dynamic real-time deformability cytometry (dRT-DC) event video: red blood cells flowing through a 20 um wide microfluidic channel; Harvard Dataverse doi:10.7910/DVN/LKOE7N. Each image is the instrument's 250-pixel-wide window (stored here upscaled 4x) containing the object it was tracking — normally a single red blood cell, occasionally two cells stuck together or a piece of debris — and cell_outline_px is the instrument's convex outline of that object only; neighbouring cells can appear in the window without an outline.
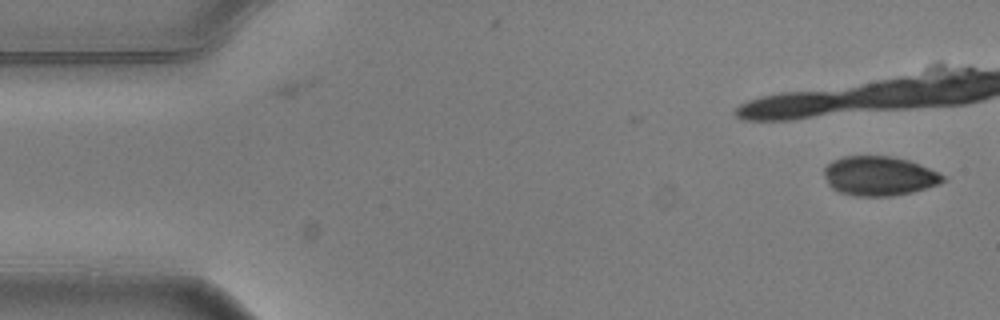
{"species": "common noctule bat (a hibernating species)", "species_latin": "Nyctalus noctula", "temperature_condition": "warm", "stored_images_in_passage": 2, "camera_frame_rate_fps": 3000, "um_per_image_px": 0.085, "animal": {"sex": "male", "body_mass_g": 20.5, "forearm_length_mm": 52.5}, "frame": {"image": 1, "passage_image": 2, "time_ms": 0.333, "image_size_px": [1000, 320], "cell_outline_px": [[948, 180], [940, 184], [912, 192], [892, 196], [856, 196], [840, 192], [832, 188], [828, 184], [824, 176], [824, 168], [832, 160], [844, 156], [888, 156], [908, 160], [920, 164], [940, 172]], "centroid_in_image_um": [74.75, 14.96], "position_along_channel_um": 10.2, "area_um2": 27.46}}